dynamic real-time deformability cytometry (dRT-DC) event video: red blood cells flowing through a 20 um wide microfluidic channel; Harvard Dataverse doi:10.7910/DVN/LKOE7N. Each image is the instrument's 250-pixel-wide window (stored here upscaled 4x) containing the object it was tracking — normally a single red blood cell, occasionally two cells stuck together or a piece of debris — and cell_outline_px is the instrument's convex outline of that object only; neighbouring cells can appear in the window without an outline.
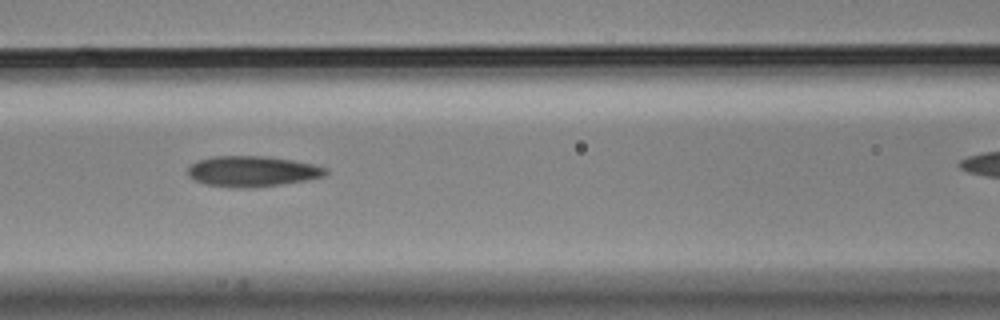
{"species": "Egyptian fruit bat (a non-hibernating species)", "species_latin": "Rousettus aegyptiacus", "temperature_condition": "cold", "stored_images_in_passage": 8, "camera_frame_rate_fps": 3000, "um_per_image_px": 0.085, "animal": {"sex": "male"}, "frame": {"image": 1, "passage_image": 4, "time_ms": 1.0, "image_size_px": [1000, 320], "cell_outline_px": [[328, 172], [324, 176], [308, 180], [284, 184], [256, 188], [232, 188], [204, 184], [188, 176], [188, 168], [196, 160], [212, 156], [268, 156], [292, 160], [312, 164], [328, 168]], "centroid_in_image_um": [21.44, 14.57], "position_along_channel_um": 145.2, "area_um2": 24.97}}
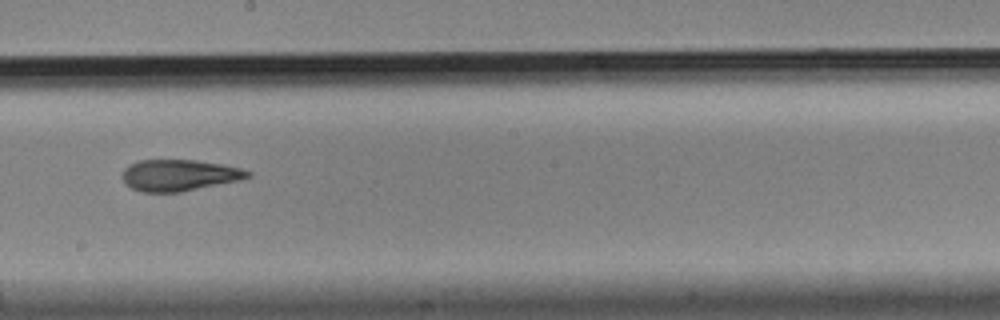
{"frame": {"image": 2, "passage_image": 7, "time_ms": 2.0, "image_size_px": [1000, 320], "cell_outline_px": [[252, 176], [240, 180], [180, 192], [140, 192], [124, 184], [120, 176], [124, 168], [128, 164], [140, 160], [196, 160], [220, 164], [240, 168], [252, 172]], "centroid_in_image_um": [15.18, 14.89], "position_along_channel_um": 233.0, "area_um2": 23.12}}
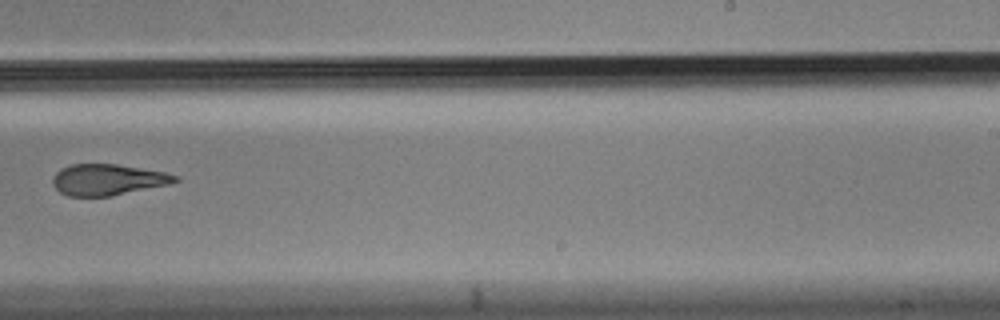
{"frame": {"image": 3, "passage_image": 8, "time_ms": 2.333, "image_size_px": [1000, 320], "cell_outline_px": [[180, 180], [168, 184], [112, 196], [68, 196], [60, 192], [52, 184], [52, 180], [56, 172], [60, 168], [72, 164], [116, 164], [164, 172], [180, 176]], "centroid_in_image_um": [9.14, 15.27], "position_along_channel_um": 279.9, "area_um2": 22.14}}